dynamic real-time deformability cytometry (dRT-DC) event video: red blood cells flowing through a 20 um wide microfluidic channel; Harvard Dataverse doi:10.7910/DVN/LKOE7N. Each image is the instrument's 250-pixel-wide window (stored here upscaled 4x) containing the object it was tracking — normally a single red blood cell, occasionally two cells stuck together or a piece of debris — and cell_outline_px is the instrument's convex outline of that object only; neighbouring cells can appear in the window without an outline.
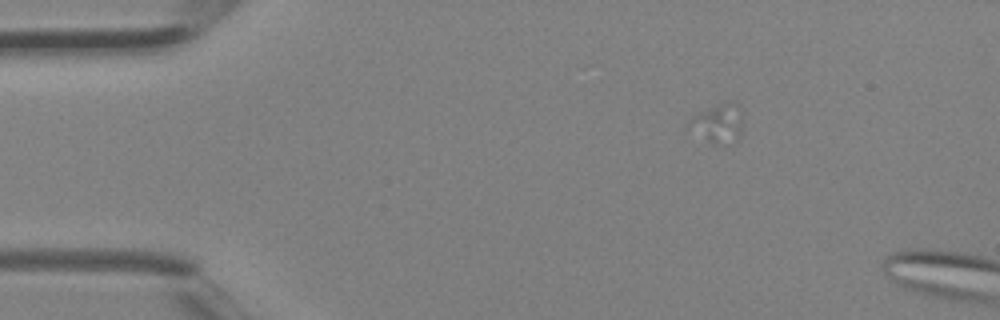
{"species": "Egyptian fruit bat (a non-hibernating species)", "species_latin": "Rousettus aegyptiacus", "temperature_condition": "room temperature", "stored_images_in_passage": 2, "camera_frame_rate_fps": 3000, "um_per_image_px": 0.085, "animal": {"sex": "female"}, "frame": {"image": 1, "passage_image": 1, "time_ms": 0.0, "image_size_px": [1000, 320], "cell_outline_px": [[740, 136], [736, 144], [712, 144], [688, 124], [692, 116], [724, 100], [732, 100], [736, 104], [740, 120]], "centroid_in_image_um": [61.07, 10.48], "position_along_channel_um": 23.9, "area_um2": 11.85}}